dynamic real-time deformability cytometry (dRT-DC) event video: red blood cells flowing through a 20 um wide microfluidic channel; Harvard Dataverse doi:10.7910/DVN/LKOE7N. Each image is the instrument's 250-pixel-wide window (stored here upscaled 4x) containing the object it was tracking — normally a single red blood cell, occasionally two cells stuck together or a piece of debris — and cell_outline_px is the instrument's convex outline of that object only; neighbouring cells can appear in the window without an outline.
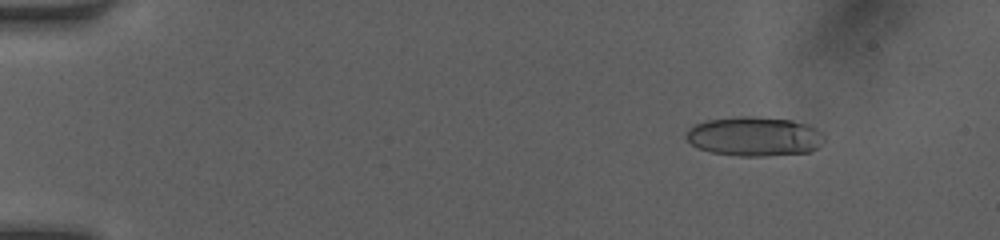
{"species": "human", "species_latin": "Homo sapiens", "temperature_condition": "room temperature", "stored_images_in_passage": 51, "camera_frame_rate_fps": 3000, "um_per_image_px": 0.085, "donor": {"sex": "female"}, "frame": {"image": 1, "passage_image": 7, "time_ms": 2.0, "image_size_px": [1000, 240], "cell_outline_px": [[824, 140], [816, 148], [808, 152], [764, 156], [740, 156], [712, 152], [700, 148], [692, 144], [684, 136], [684, 132], [692, 124], [704, 120], [736, 116], [752, 116], [792, 120], [808, 124], [824, 132]], "centroid_in_image_um": [64.1, 11.57], "position_along_channel_um": 20.9, "area_um2": 32.02}}
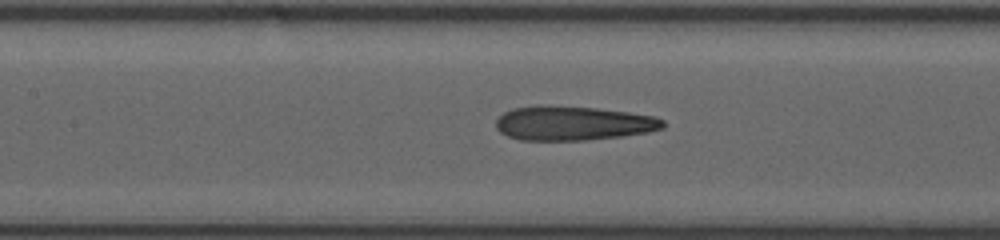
{"frame": {"image": 2, "passage_image": 25, "time_ms": 8.0, "image_size_px": [1000, 240], "cell_outline_px": [[664, 128], [648, 132], [620, 136], [584, 140], [520, 140], [508, 136], [500, 132], [496, 128], [496, 120], [504, 112], [512, 108], [536, 104], [548, 104], [596, 108], [628, 112], [656, 116], [664, 120]], "centroid_in_image_um": [48.68, 10.45], "position_along_channel_um": 158.7, "area_um2": 33.7}}
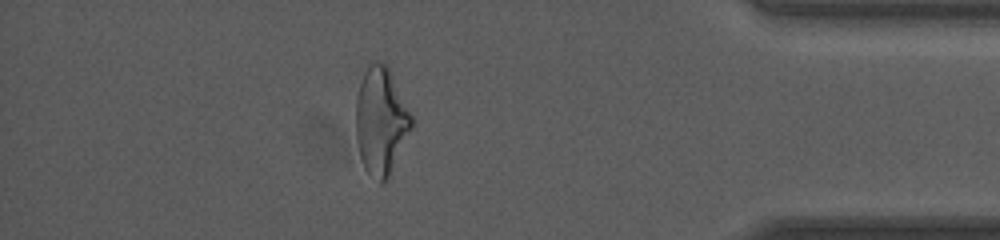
{"frame": {"image": 3, "passage_image": 45, "time_ms": 14.667, "image_size_px": [1000, 240], "cell_outline_px": [[412, 124], [388, 180], [380, 184], [364, 168], [360, 156], [356, 140], [356, 100], [360, 84], [368, 60], [376, 60], [388, 64], [412, 116]], "centroid_in_image_um": [32.36, 10.24], "position_along_channel_um": 402.8, "area_um2": 34.91}, "authors_computed_cell_mechanics": {"area_um2": 33.1194, "velocity_mm_per_s": 4.1524, "shape_relaxation_time_tau1_ms": null, "shape_relaxation_time_tau2_ms": 1.6806, "deformation_change_tau1": null, "deformation_change_tau2": 0.1242}}